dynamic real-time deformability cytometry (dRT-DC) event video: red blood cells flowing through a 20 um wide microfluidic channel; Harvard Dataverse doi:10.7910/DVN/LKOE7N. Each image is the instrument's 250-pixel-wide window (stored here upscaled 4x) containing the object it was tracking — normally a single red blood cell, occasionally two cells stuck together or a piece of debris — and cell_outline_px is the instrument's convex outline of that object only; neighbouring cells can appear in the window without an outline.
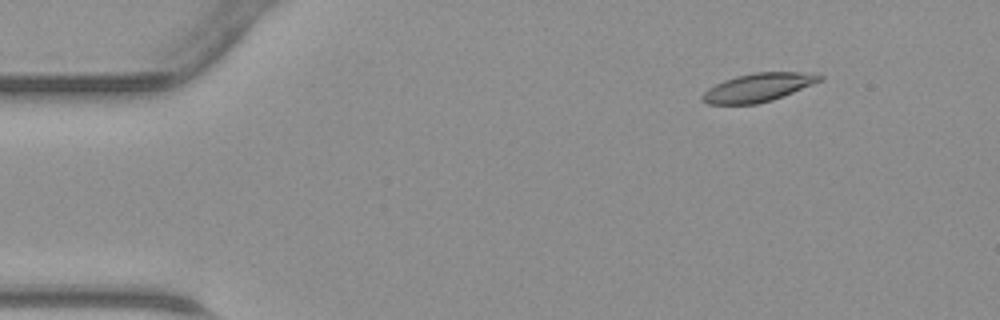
{"species": "common noctule bat (a hibernating species)", "species_latin": "Nyctalus noctula", "temperature_condition": "warm", "stored_images_in_passage": 31, "camera_frame_rate_fps": 3000, "um_per_image_px": 0.085, "animal": {"sex": "male", "body_mass_g": 23.1, "forearm_length_mm": 52.7}, "frame": {"image": 1, "passage_image": 2, "time_ms": 0.333, "image_size_px": [1000, 320], "cell_outline_px": [[824, 80], [784, 96], [772, 100], [756, 104], [708, 104], [700, 100], [700, 96], [708, 88], [724, 80], [736, 76], [756, 72], [820, 72], [824, 76]], "centroid_in_image_um": [64.51, 7.42], "position_along_channel_um": 20.5, "area_um2": 19.77}}
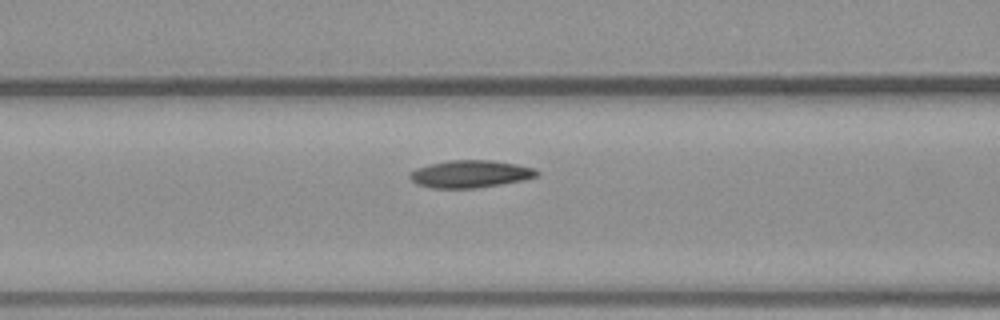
{"frame": {"image": 2, "passage_image": 15, "time_ms": 4.667, "image_size_px": [1000, 320], "cell_outline_px": [[540, 172], [536, 176], [524, 180], [476, 188], [432, 188], [416, 184], [408, 176], [416, 168], [428, 164], [448, 160], [488, 160], [516, 164], [536, 168]], "centroid_in_image_um": [39.97, 14.78], "position_along_channel_um": 126.6, "area_um2": 20.29}}
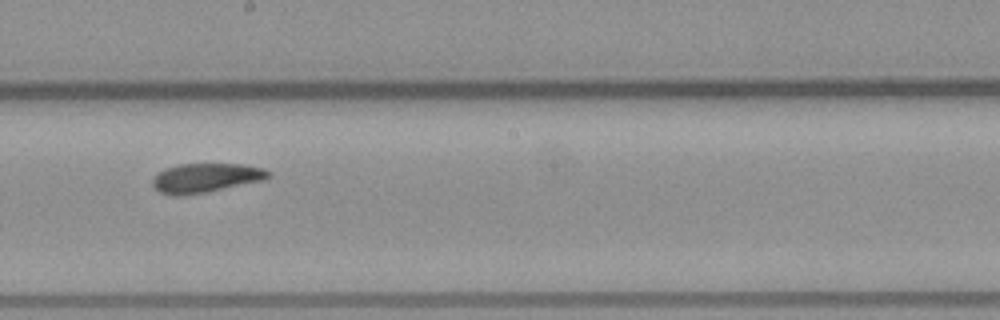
{"frame": {"image": 3, "passage_image": 22, "time_ms": 7.0, "image_size_px": [1000, 320], "cell_outline_px": [[272, 176], [264, 180], [208, 192], [176, 196], [172, 196], [160, 192], [152, 184], [152, 180], [164, 168], [180, 164], [244, 164], [264, 168], [272, 172]], "centroid_in_image_um": [17.54, 15.12], "position_along_channel_um": 230.7, "area_um2": 19.83}}